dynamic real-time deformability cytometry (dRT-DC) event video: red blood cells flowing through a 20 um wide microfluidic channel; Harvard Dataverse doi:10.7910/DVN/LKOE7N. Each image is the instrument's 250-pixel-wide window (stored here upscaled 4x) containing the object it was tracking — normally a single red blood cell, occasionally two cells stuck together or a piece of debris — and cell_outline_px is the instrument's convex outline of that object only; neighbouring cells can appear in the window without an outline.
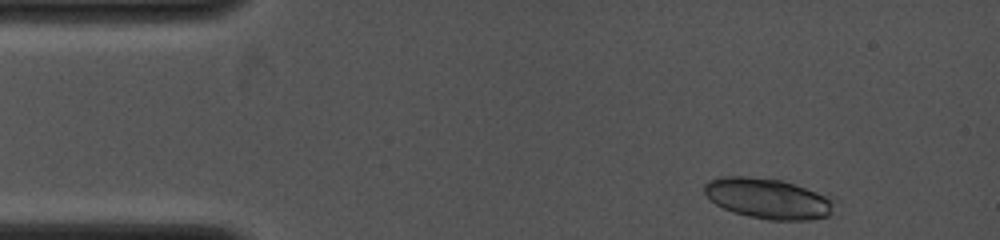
{"species": "common noctule bat (a hibernating species)", "species_latin": "Nyctalus noctula", "temperature_condition": "cold", "stored_images_in_passage": 4, "camera_frame_rate_fps": 4000, "um_per_image_px": 0.085, "animal": {"sex": "female", "body_mass_g": 19.0, "forearm_length_mm": 53.3}, "frame": {"image": 1, "passage_image": 1, "time_ms": 0.0, "image_size_px": [1000, 240], "cell_outline_px": [[836, 196], [828, 216], [808, 220], [768, 220], [748, 216], [732, 212], [716, 204], [704, 192], [704, 184], [708, 180], [720, 176], [748, 176], [780, 180]], "centroid_in_image_um": [65.31, 16.86], "position_along_channel_um": 19.7, "area_um2": 30.92}}